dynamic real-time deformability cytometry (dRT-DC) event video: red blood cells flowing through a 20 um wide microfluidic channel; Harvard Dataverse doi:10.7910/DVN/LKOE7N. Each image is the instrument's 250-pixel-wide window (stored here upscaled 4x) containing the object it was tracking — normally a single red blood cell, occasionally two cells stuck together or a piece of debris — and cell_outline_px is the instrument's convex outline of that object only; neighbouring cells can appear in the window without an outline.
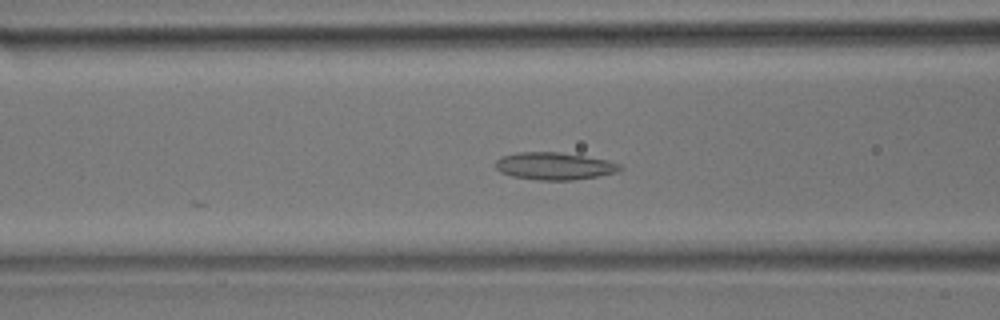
{"species": "common noctule bat (a hibernating species)", "species_latin": "Nyctalus noctula", "temperature_condition": "room temperature", "stored_images_in_passage": 45, "camera_frame_rate_fps": 3000, "um_per_image_px": 0.085, "animal": {"sex": "male", "body_mass_g": 17.9}, "frame": {"image": 1, "passage_image": 17, "time_ms": 5.333, "image_size_px": [1000, 320], "cell_outline_px": [[624, 168], [616, 172], [596, 176], [572, 180], [536, 180], [512, 176], [500, 172], [496, 168], [496, 160], [500, 156], [516, 152], [560, 152], [608, 160], [620, 164]], "centroid_in_image_um": [47.09, 14.11], "position_along_channel_um": 119.5, "area_um2": 19.88}}
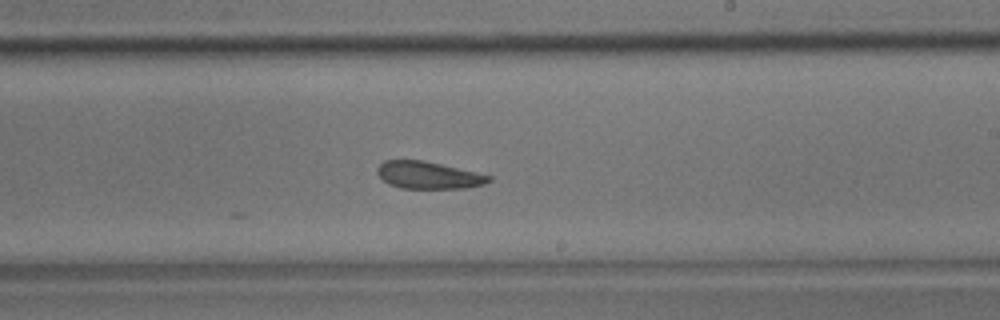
{"frame": {"image": 2, "passage_image": 26, "time_ms": 8.333, "image_size_px": [1000, 320], "cell_outline_px": [[492, 180], [484, 184], [468, 188], [400, 188], [388, 184], [376, 172], [376, 168], [384, 160], [424, 160], [476, 172], [492, 176]], "centroid_in_image_um": [36.41, 14.89], "position_along_channel_um": 252.6, "area_um2": 17.74}}
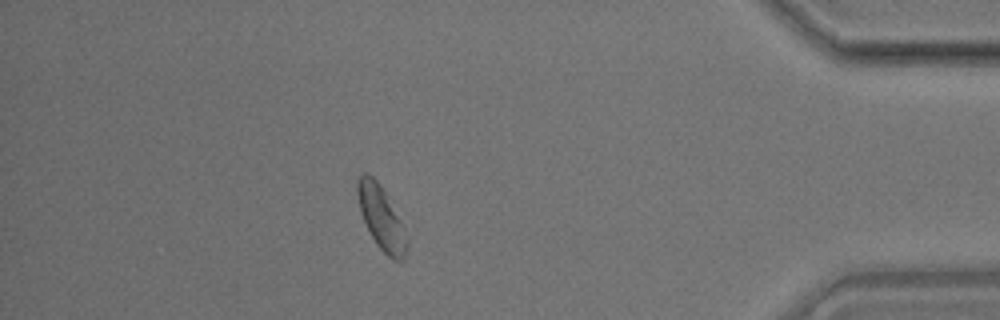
{"frame": {"image": 3, "passage_image": 39, "time_ms": 12.667, "image_size_px": [1000, 320], "cell_outline_px": [[408, 248], [404, 260], [392, 260], [376, 244], [360, 212], [356, 192], [356, 180], [364, 172], [368, 172], [380, 184], [404, 224], [408, 240]], "centroid_in_image_um": [32.43, 18.51], "position_along_channel_um": 402.8, "area_um2": 18.55}}